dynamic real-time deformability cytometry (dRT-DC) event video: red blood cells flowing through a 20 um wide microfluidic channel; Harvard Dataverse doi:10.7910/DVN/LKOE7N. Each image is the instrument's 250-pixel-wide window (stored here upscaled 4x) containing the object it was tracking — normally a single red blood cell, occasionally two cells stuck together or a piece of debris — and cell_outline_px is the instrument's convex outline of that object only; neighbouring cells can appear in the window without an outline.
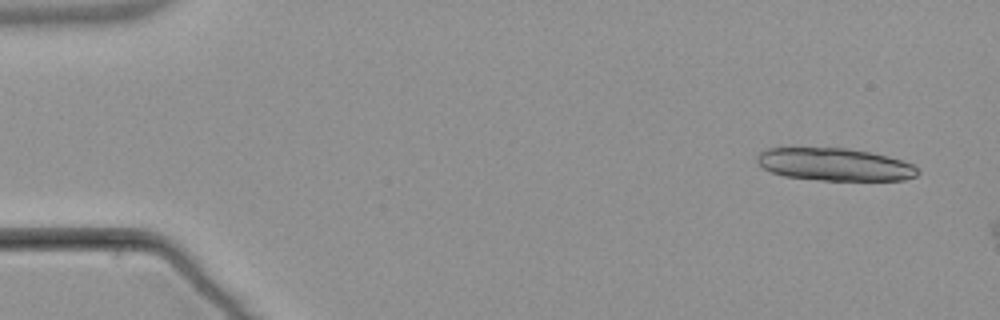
{"species": "common noctule bat (a hibernating species)", "species_latin": "Nyctalus noctula", "temperature_condition": "warm", "stored_images_in_passage": 7, "camera_frame_rate_fps": 3000, "um_per_image_px": 0.085, "animal": {"sex": "male", "body_mass_g": 21.5, "forearm_length_mm": 52.0}, "frame": {"image": 1, "passage_image": 1, "time_ms": 0.0, "image_size_px": [1000, 320], "cell_outline_px": [[920, 172], [916, 176], [904, 180], [820, 180], [784, 176], [772, 172], [764, 168], [756, 160], [756, 156], [760, 152], [768, 148], [848, 148], [888, 156], [912, 164]], "centroid_in_image_um": [70.94, 13.98], "position_along_channel_um": 14.1, "area_um2": 30.35}}
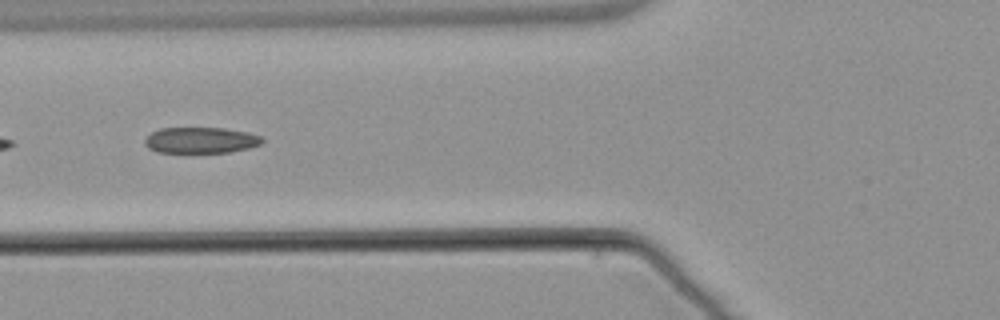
{"frame": {"image": 2, "passage_image": 5, "time_ms": 6.0, "image_size_px": [1000, 320], "cell_outline_px": [[264, 140], [260, 144], [248, 148], [232, 152], [156, 152], [148, 148], [144, 144], [144, 140], [152, 132], [160, 128], [224, 128], [248, 132], [260, 136]], "centroid_in_image_um": [17.05, 11.92], "position_along_channel_um": 108.7, "area_um2": 17.74}}